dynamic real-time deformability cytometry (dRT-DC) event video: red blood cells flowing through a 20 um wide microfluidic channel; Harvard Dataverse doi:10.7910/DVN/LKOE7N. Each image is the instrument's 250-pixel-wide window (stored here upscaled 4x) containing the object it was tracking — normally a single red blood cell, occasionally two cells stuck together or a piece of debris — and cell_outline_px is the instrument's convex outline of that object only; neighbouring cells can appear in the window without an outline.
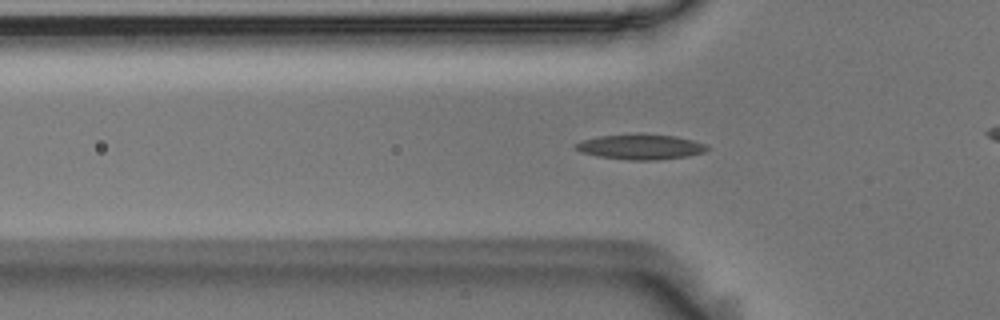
{"species": "Egyptian fruit bat (a non-hibernating species)", "species_latin": "Rousettus aegyptiacus", "temperature_condition": "room temperature", "stored_images_in_passage": 45, "camera_frame_rate_fps": 3000, "um_per_image_px": 0.085, "animal": {"sex": "male"}, "frame": {"image": 1, "passage_image": 17, "time_ms": 5.333, "image_size_px": [1000, 320], "cell_outline_px": [[708, 148], [704, 152], [688, 156], [656, 160], [628, 160], [600, 156], [580, 152], [572, 144], [584, 140], [600, 136], [636, 132], [676, 136], [708, 144]], "centroid_in_image_um": [54.46, 12.46], "position_along_channel_um": 71.3, "area_um2": 19.59}}
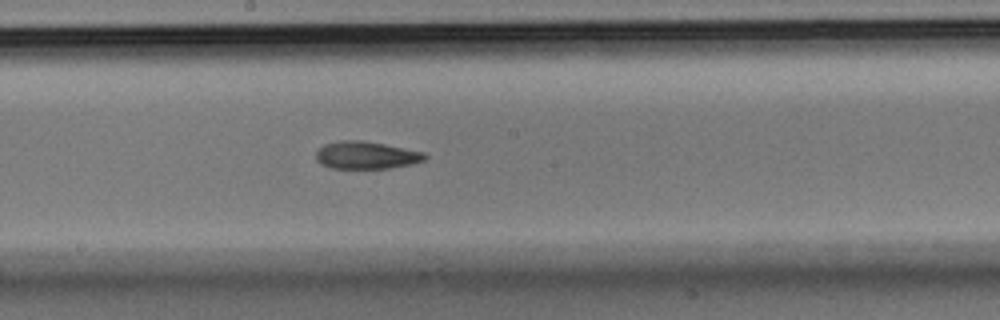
{"frame": {"image": 2, "passage_image": 29, "time_ms": 9.333, "image_size_px": [1000, 320], "cell_outline_px": [[428, 156], [424, 160], [412, 164], [388, 168], [332, 168], [320, 164], [316, 160], [316, 152], [324, 144], [340, 140], [360, 140], [384, 144], [424, 152]], "centroid_in_image_um": [31.11, 13.19], "position_along_channel_um": 217.1, "area_um2": 17.4}}
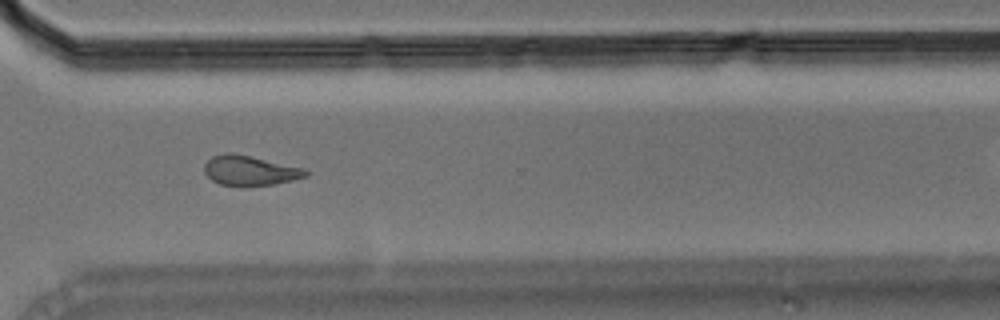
{"frame": {"image": 3, "passage_image": 40, "time_ms": 13.0, "image_size_px": [1000, 320], "cell_outline_px": [[308, 176], [292, 180], [272, 184], [220, 184], [212, 180], [204, 172], [204, 164], [212, 156], [224, 152], [232, 152], [304, 168], [308, 172]], "centroid_in_image_um": [21.22, 14.46], "position_along_channel_um": 349.4, "area_um2": 17.17}}